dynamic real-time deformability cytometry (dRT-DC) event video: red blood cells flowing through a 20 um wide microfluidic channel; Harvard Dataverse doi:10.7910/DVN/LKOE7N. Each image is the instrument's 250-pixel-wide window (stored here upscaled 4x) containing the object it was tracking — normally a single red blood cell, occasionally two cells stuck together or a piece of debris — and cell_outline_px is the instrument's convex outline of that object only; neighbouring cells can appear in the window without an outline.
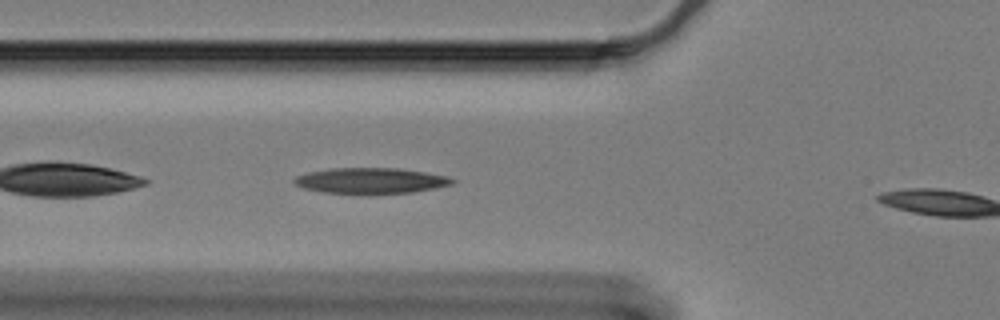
{"species": "Egyptian fruit bat (a non-hibernating species)", "species_latin": "Rousettus aegyptiacus", "temperature_condition": "cold", "stored_images_in_passage": 35, "camera_frame_rate_fps": 3000, "um_per_image_px": 0.085, "animal": {"sex": "female"}, "frame": {"image": 1, "passage_image": 4, "time_ms": 1.0, "image_size_px": [1000, 320], "cell_outline_px": [[456, 180], [452, 184], [436, 188], [412, 192], [368, 196], [324, 192], [304, 188], [296, 184], [292, 180], [296, 176], [308, 172], [332, 168], [400, 168], [448, 176]], "centroid_in_image_um": [31.52, 15.38], "position_along_channel_um": 94.3, "area_um2": 24.33}}
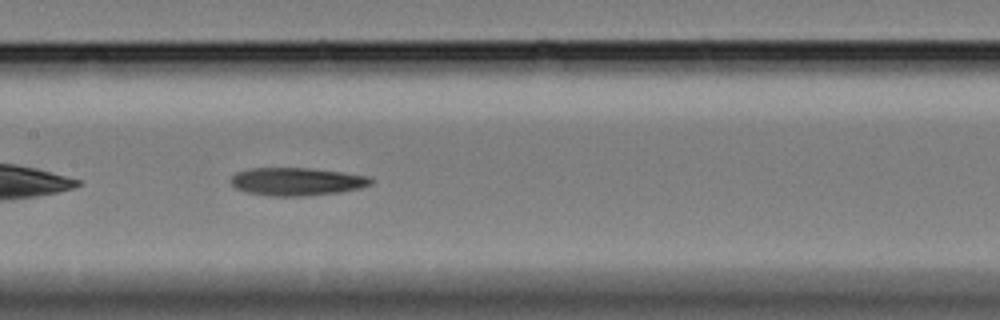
{"frame": {"image": 2, "passage_image": 12, "time_ms": 3.667, "image_size_px": [1000, 320], "cell_outline_px": [[376, 180], [372, 184], [360, 188], [340, 192], [304, 196], [272, 196], [248, 192], [236, 188], [232, 184], [232, 176], [236, 172], [248, 168], [308, 168], [340, 172], [368, 176]], "centroid_in_image_um": [25.25, 15.43], "position_along_channel_um": 182.1, "area_um2": 22.72}}
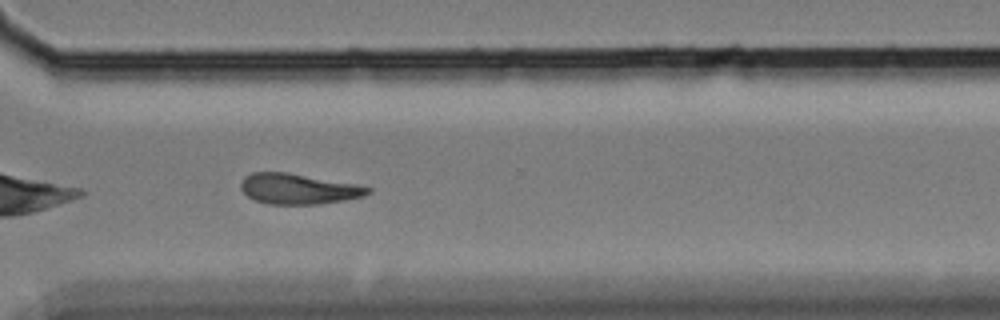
{"frame": {"image": 3, "passage_image": 27, "time_ms": 8.667, "image_size_px": [1000, 320], "cell_outline_px": [[372, 192], [364, 196], [344, 200], [320, 204], [268, 204], [256, 200], [248, 196], [240, 188], [240, 180], [244, 176], [252, 172], [288, 172], [356, 184], [372, 188]], "centroid_in_image_um": [25.35, 16.05], "position_along_channel_um": 345.2, "area_um2": 22.66}}